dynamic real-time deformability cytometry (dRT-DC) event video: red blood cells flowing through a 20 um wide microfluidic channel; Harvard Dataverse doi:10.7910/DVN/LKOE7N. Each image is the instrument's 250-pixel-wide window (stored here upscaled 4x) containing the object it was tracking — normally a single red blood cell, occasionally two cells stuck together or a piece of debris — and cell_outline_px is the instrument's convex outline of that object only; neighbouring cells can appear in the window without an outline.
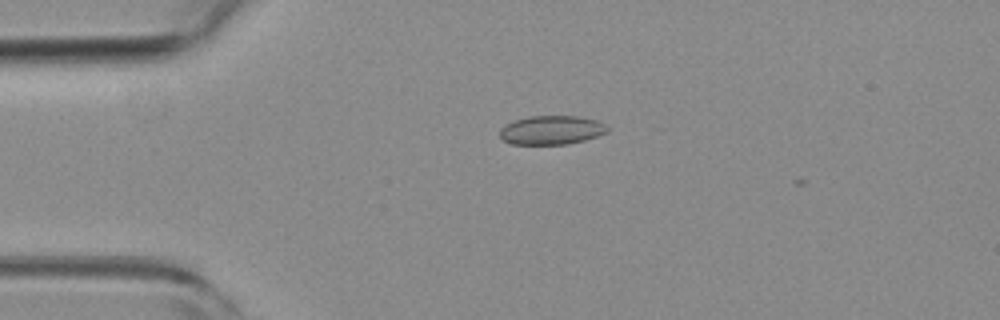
{"species": "common noctule bat (a hibernating species)", "species_latin": "Nyctalus noctula", "temperature_condition": "room temperature", "stored_images_in_passage": 5, "camera_frame_rate_fps": 3000, "um_per_image_px": 0.085, "animal": {"sex": "female", "body_mass_g": 19.3, "forearm_length_mm": 54.1}, "frame": {"image": 1, "passage_image": 4, "time_ms": 1.0, "image_size_px": [1000, 320], "cell_outline_px": [[608, 132], [584, 140], [568, 144], [512, 144], [504, 140], [500, 136], [500, 128], [504, 124], [528, 116], [576, 116], [596, 120], [604, 124], [608, 128]], "centroid_in_image_um": [46.86, 11.05], "position_along_channel_um": 38.1, "area_um2": 18.03}}